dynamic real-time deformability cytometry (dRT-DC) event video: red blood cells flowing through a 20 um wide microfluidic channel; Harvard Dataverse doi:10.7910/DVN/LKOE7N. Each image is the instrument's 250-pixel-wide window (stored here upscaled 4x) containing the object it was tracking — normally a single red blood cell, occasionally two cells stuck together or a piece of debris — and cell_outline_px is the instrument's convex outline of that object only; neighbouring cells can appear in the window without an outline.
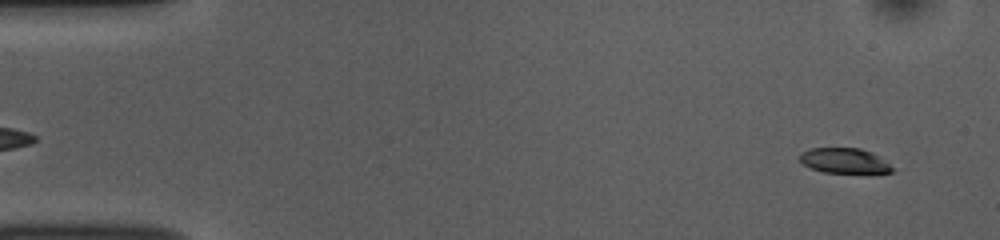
{"species": "common noctule bat (a hibernating species)", "species_latin": "Nyctalus noctula", "temperature_condition": "room temperature", "stored_images_in_passage": 52, "camera_frame_rate_fps": 3000, "um_per_image_px": 0.085, "animal": {"sex": "female", "body_mass_g": 10.0, "forearm_length_mm": 53.1}, "frame": {"image": 1, "passage_image": 3, "time_ms": 0.667, "image_size_px": [1000, 240], "cell_outline_px": [[896, 168], [892, 172], [872, 176], [824, 172], [812, 168], [804, 164], [800, 160], [800, 152], [812, 148], [860, 148], [872, 152], [880, 156]], "centroid_in_image_um": [71.92, 13.72], "position_along_channel_um": 13.1, "area_um2": 14.45}}
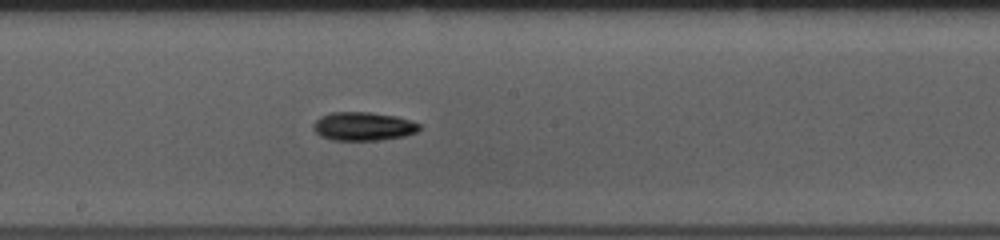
{"frame": {"image": 2, "passage_image": 28, "time_ms": 9.0, "image_size_px": [1000, 240], "cell_outline_px": [[420, 128], [416, 132], [404, 136], [380, 140], [332, 140], [320, 136], [312, 128], [312, 124], [320, 116], [332, 112], [368, 112], [396, 116], [420, 124]], "centroid_in_image_um": [30.84, 10.74], "position_along_channel_um": 217.4, "area_um2": 17.63}}
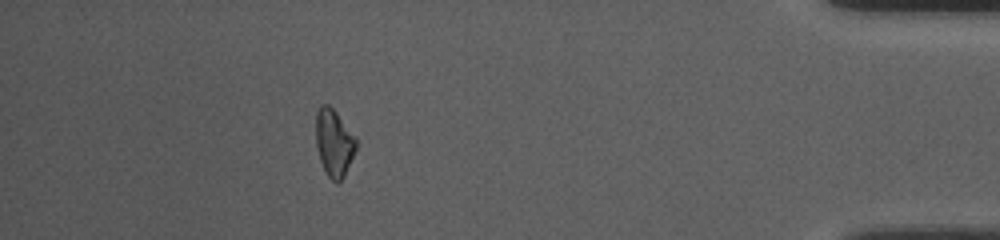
{"frame": {"image": 3, "passage_image": 47, "time_ms": 15.333, "image_size_px": [1000, 240], "cell_outline_px": [[360, 144], [344, 176], [336, 184], [328, 176], [320, 160], [316, 144], [316, 112], [320, 104], [328, 104], [336, 112], [356, 136]], "centroid_in_image_um": [28.43, 12.12], "position_along_channel_um": 406.8, "area_um2": 16.07}, "authors_computed_cell_mechanics": {"area_um2": 16.2418, "velocity_mm_per_s": 3.7812, "shape_relaxation_time_tau1_ms": 2.7854, "shape_relaxation_time_tau2_ms": null, "deformation_change_tau1": 0.0987, "deformation_change_tau2": null}}